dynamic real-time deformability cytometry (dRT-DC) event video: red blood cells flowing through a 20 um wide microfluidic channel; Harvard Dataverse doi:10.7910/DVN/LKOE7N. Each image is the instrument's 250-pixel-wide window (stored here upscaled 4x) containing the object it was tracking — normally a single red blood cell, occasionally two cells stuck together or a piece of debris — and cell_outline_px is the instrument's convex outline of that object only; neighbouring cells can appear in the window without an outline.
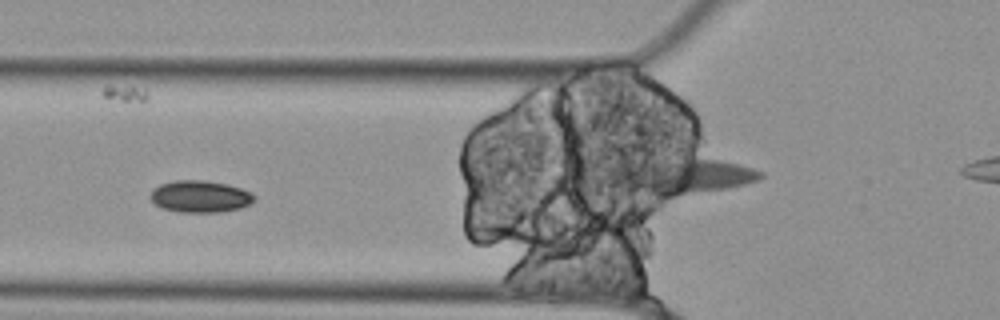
{"species": "Egyptian fruit bat (a non-hibernating species)", "species_latin": "Rousettus aegyptiacus", "temperature_condition": "cold", "stored_images_in_passage": 53, "camera_frame_rate_fps": 3000, "um_per_image_px": 0.085, "animal": {"sex": "female"}, "frame": {"image": 1, "passage_image": 16, "time_ms": 5.0, "image_size_px": [1000, 320], "cell_outline_px": [[256, 200], [240, 208], [220, 212], [180, 212], [160, 208], [148, 196], [152, 188], [160, 184], [172, 180], [204, 180], [224, 184], [240, 188], [252, 192], [256, 196]], "centroid_in_image_um": [16.98, 16.7], "position_along_channel_um": 108.8, "area_um2": 19.48}}